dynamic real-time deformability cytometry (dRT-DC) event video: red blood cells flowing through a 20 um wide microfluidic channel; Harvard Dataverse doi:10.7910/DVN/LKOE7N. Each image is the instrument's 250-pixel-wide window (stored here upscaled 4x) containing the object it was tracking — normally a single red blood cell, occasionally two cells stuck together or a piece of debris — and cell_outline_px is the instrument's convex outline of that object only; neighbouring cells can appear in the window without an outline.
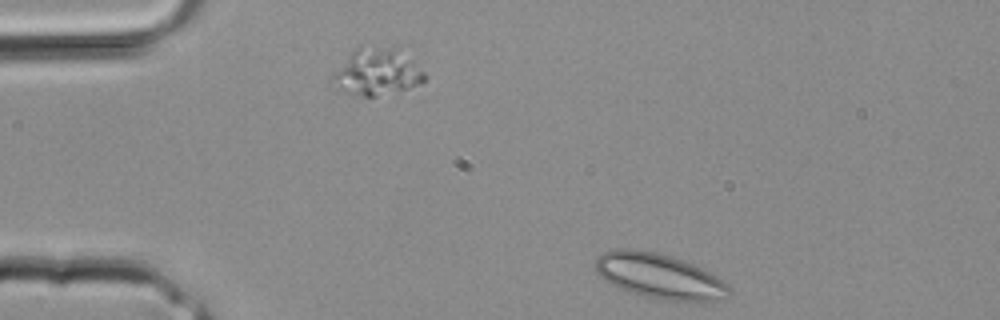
{"species": "common noctule bat (a hibernating species)", "species_latin": "Nyctalus noctula", "temperature_condition": "room temperature", "stored_images_in_passage": 2, "segment_of_instrument_passage": [2, 2], "camera_frame_rate_fps": 3000, "um_per_image_px": 0.085, "animal": {"sex": "male", "body_mass_g": 20.4}, "frame": {"image": 1, "passage_image": 2, "time_ms": 0.333, "image_size_px": [1000, 320], "cell_outline_px": [[732, 292], [728, 296], [720, 300], [664, 300], [644, 296], [628, 292], [608, 284], [596, 272], [596, 256], [612, 248], [632, 248], [656, 252], [672, 256], [684, 260], [716, 276], [728, 284], [732, 288]], "centroid_in_image_um": [56.0, 23.45], "position_along_channel_um": 29.0, "area_um2": 35.32}}